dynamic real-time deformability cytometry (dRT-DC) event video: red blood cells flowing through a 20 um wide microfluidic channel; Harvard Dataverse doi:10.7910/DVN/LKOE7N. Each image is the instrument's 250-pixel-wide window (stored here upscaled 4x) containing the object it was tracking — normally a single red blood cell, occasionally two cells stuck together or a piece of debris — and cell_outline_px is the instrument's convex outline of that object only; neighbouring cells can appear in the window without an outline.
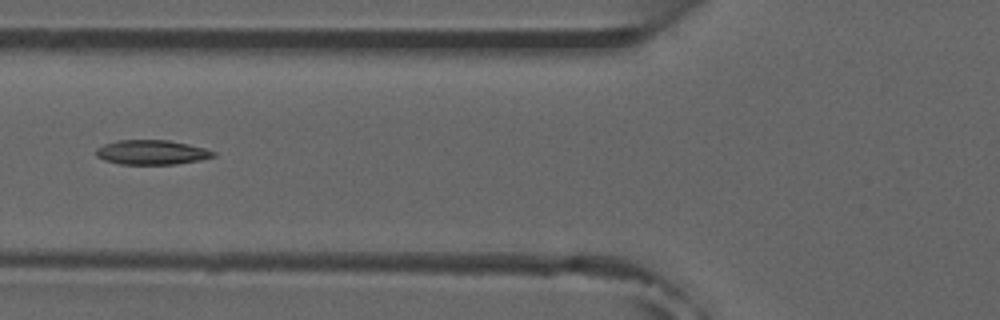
{"species": "common noctule bat (a hibernating species)", "species_latin": "Nyctalus noctula", "temperature_condition": "room temperature", "stored_images_in_passage": 5, "camera_frame_rate_fps": 3000, "um_per_image_px": 0.085, "animal": {"sex": "male", "forearm_length_mm": 52.5}, "frame": {"image": 1, "passage_image": 5, "time_ms": 4.667, "image_size_px": [1000, 320], "cell_outline_px": [[216, 156], [200, 160], [176, 164], [120, 164], [104, 160], [96, 156], [96, 148], [104, 144], [116, 140], [168, 140], [188, 144], [204, 148], [216, 152]], "centroid_in_image_um": [12.89, 12.94], "position_along_channel_um": 112.9, "area_um2": 16.82}}